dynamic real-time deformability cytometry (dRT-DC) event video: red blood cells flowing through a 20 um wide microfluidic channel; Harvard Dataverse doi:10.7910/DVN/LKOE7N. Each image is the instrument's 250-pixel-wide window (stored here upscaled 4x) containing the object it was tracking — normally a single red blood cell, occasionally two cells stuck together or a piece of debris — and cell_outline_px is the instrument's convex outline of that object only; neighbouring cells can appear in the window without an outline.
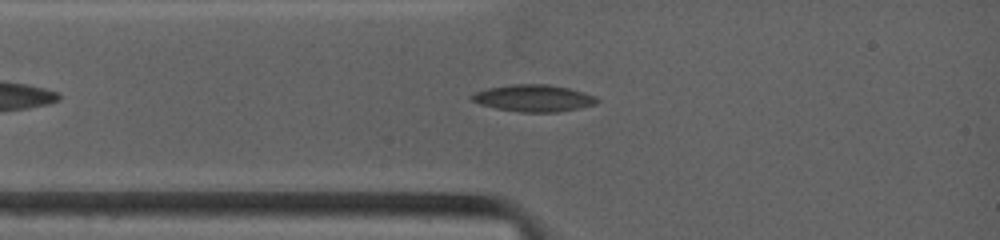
{"species": "common noctule bat (a hibernating species)", "species_latin": "Nyctalus noctula", "temperature_condition": "warm", "stored_images_in_passage": 15, "camera_frame_rate_fps": 4500, "um_per_image_px": 0.085, "animal": {"sex": "female", "body_mass_g": 19.0, "forearm_length_mm": 53.3}, "frame": {"image": 1, "passage_image": 3, "time_ms": 0.444, "image_size_px": [1000, 240], "cell_outline_px": [[600, 100], [596, 104], [580, 108], [556, 112], [520, 112], [496, 108], [480, 104], [472, 100], [472, 96], [476, 92], [488, 88], [512, 84], [548, 84], [568, 88], [584, 92], [596, 96]], "centroid_in_image_um": [45.41, 8.34], "position_along_channel_um": 39.6, "area_um2": 19.54}}
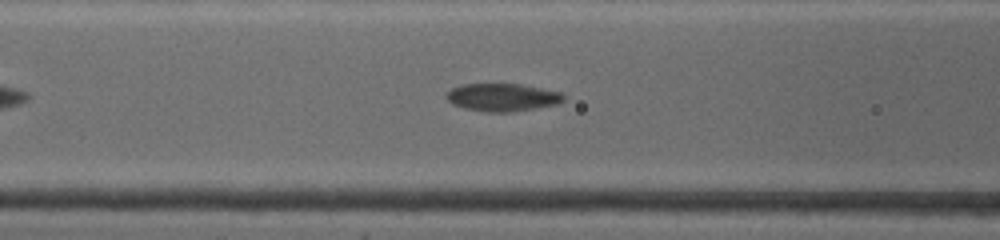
{"frame": {"image": 2, "passage_image": 11, "time_ms": 2.667, "image_size_px": [1000, 240], "cell_outline_px": [[564, 100], [556, 104], [512, 112], [488, 112], [464, 108], [452, 104], [444, 96], [452, 88], [460, 84], [520, 84], [560, 92], [564, 96]], "centroid_in_image_um": [42.66, 8.27], "position_along_channel_um": 123.9, "area_um2": 18.84}}
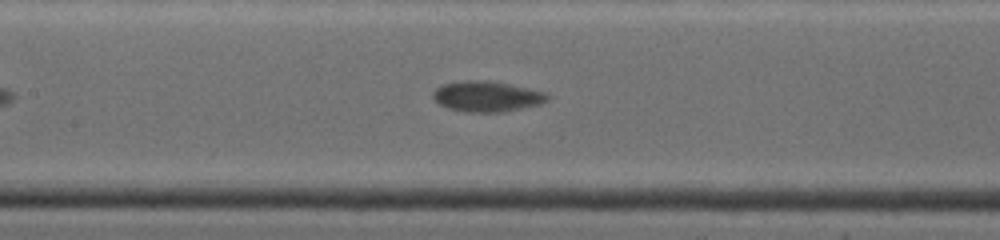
{"frame": {"image": 3, "passage_image": 15, "time_ms": 3.778, "image_size_px": [1000, 240], "cell_outline_px": [[548, 100], [540, 104], [504, 112], [468, 112], [448, 108], [440, 104], [432, 96], [432, 92], [436, 88], [444, 84], [464, 80], [488, 80], [548, 92]], "centroid_in_image_um": [41.4, 8.19], "position_along_channel_um": 166.0, "area_um2": 20.35}}